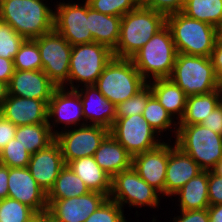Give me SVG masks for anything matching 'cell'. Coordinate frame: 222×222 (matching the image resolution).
<instances>
[{"instance_id": "603a6c76", "label": "cell", "mask_w": 222, "mask_h": 222, "mask_svg": "<svg viewBox=\"0 0 222 222\" xmlns=\"http://www.w3.org/2000/svg\"><path fill=\"white\" fill-rule=\"evenodd\" d=\"M94 158L111 178L132 167V156L110 133L95 151Z\"/></svg>"}, {"instance_id": "b9f144b4", "label": "cell", "mask_w": 222, "mask_h": 222, "mask_svg": "<svg viewBox=\"0 0 222 222\" xmlns=\"http://www.w3.org/2000/svg\"><path fill=\"white\" fill-rule=\"evenodd\" d=\"M181 215L174 216L173 222H209V214L207 209L200 210H180Z\"/></svg>"}, {"instance_id": "8992f818", "label": "cell", "mask_w": 222, "mask_h": 222, "mask_svg": "<svg viewBox=\"0 0 222 222\" xmlns=\"http://www.w3.org/2000/svg\"><path fill=\"white\" fill-rule=\"evenodd\" d=\"M174 143L203 171H212L222 158V135L202 124L178 125Z\"/></svg>"}, {"instance_id": "8fae6325", "label": "cell", "mask_w": 222, "mask_h": 222, "mask_svg": "<svg viewBox=\"0 0 222 222\" xmlns=\"http://www.w3.org/2000/svg\"><path fill=\"white\" fill-rule=\"evenodd\" d=\"M37 42L42 62V70L57 86L68 82L72 47L55 30L34 39Z\"/></svg>"}, {"instance_id": "11a10c76", "label": "cell", "mask_w": 222, "mask_h": 222, "mask_svg": "<svg viewBox=\"0 0 222 222\" xmlns=\"http://www.w3.org/2000/svg\"><path fill=\"white\" fill-rule=\"evenodd\" d=\"M3 22H4V21L2 20L1 15H0V25H1Z\"/></svg>"}, {"instance_id": "d4e9b609", "label": "cell", "mask_w": 222, "mask_h": 222, "mask_svg": "<svg viewBox=\"0 0 222 222\" xmlns=\"http://www.w3.org/2000/svg\"><path fill=\"white\" fill-rule=\"evenodd\" d=\"M121 17L100 13L89 7V30L93 41L114 51L120 37Z\"/></svg>"}, {"instance_id": "7a4b0ae2", "label": "cell", "mask_w": 222, "mask_h": 222, "mask_svg": "<svg viewBox=\"0 0 222 222\" xmlns=\"http://www.w3.org/2000/svg\"><path fill=\"white\" fill-rule=\"evenodd\" d=\"M166 16L140 5L121 17L120 37L113 56L131 59L159 30Z\"/></svg>"}, {"instance_id": "cb8c5ba5", "label": "cell", "mask_w": 222, "mask_h": 222, "mask_svg": "<svg viewBox=\"0 0 222 222\" xmlns=\"http://www.w3.org/2000/svg\"><path fill=\"white\" fill-rule=\"evenodd\" d=\"M147 84L159 103L179 122L184 115L188 97L184 91L170 78L155 79Z\"/></svg>"}, {"instance_id": "60d3db41", "label": "cell", "mask_w": 222, "mask_h": 222, "mask_svg": "<svg viewBox=\"0 0 222 222\" xmlns=\"http://www.w3.org/2000/svg\"><path fill=\"white\" fill-rule=\"evenodd\" d=\"M208 200L210 205L222 204V176L208 171Z\"/></svg>"}, {"instance_id": "74e56055", "label": "cell", "mask_w": 222, "mask_h": 222, "mask_svg": "<svg viewBox=\"0 0 222 222\" xmlns=\"http://www.w3.org/2000/svg\"><path fill=\"white\" fill-rule=\"evenodd\" d=\"M24 40L10 25L3 22L0 25V57L14 60Z\"/></svg>"}, {"instance_id": "484cf974", "label": "cell", "mask_w": 222, "mask_h": 222, "mask_svg": "<svg viewBox=\"0 0 222 222\" xmlns=\"http://www.w3.org/2000/svg\"><path fill=\"white\" fill-rule=\"evenodd\" d=\"M68 165L90 191L100 192L109 197L112 178L96 163L94 156L73 160Z\"/></svg>"}, {"instance_id": "db71d44e", "label": "cell", "mask_w": 222, "mask_h": 222, "mask_svg": "<svg viewBox=\"0 0 222 222\" xmlns=\"http://www.w3.org/2000/svg\"><path fill=\"white\" fill-rule=\"evenodd\" d=\"M219 93H220V104L222 105V83L220 84Z\"/></svg>"}, {"instance_id": "f546056e", "label": "cell", "mask_w": 222, "mask_h": 222, "mask_svg": "<svg viewBox=\"0 0 222 222\" xmlns=\"http://www.w3.org/2000/svg\"><path fill=\"white\" fill-rule=\"evenodd\" d=\"M88 192L90 190L83 180L74 173L69 165H65L53 187L47 193V199H68L79 197Z\"/></svg>"}, {"instance_id": "5b68a950", "label": "cell", "mask_w": 222, "mask_h": 222, "mask_svg": "<svg viewBox=\"0 0 222 222\" xmlns=\"http://www.w3.org/2000/svg\"><path fill=\"white\" fill-rule=\"evenodd\" d=\"M147 83L131 59L113 57L94 85L105 98L117 106L133 97Z\"/></svg>"}, {"instance_id": "e0dca14e", "label": "cell", "mask_w": 222, "mask_h": 222, "mask_svg": "<svg viewBox=\"0 0 222 222\" xmlns=\"http://www.w3.org/2000/svg\"><path fill=\"white\" fill-rule=\"evenodd\" d=\"M8 86V94L17 97L50 101L57 86L43 70H14Z\"/></svg>"}, {"instance_id": "9c48e42d", "label": "cell", "mask_w": 222, "mask_h": 222, "mask_svg": "<svg viewBox=\"0 0 222 222\" xmlns=\"http://www.w3.org/2000/svg\"><path fill=\"white\" fill-rule=\"evenodd\" d=\"M108 198L117 202L123 209L126 204L133 208L146 206L156 209L159 208V198H162V195L131 167L112 177Z\"/></svg>"}, {"instance_id": "f6af8a7d", "label": "cell", "mask_w": 222, "mask_h": 222, "mask_svg": "<svg viewBox=\"0 0 222 222\" xmlns=\"http://www.w3.org/2000/svg\"><path fill=\"white\" fill-rule=\"evenodd\" d=\"M210 59L213 64L215 74L218 80L222 83V30H220L219 39L215 44Z\"/></svg>"}, {"instance_id": "c3c4849f", "label": "cell", "mask_w": 222, "mask_h": 222, "mask_svg": "<svg viewBox=\"0 0 222 222\" xmlns=\"http://www.w3.org/2000/svg\"><path fill=\"white\" fill-rule=\"evenodd\" d=\"M209 222H222V204L210 205L207 208Z\"/></svg>"}, {"instance_id": "30bf717a", "label": "cell", "mask_w": 222, "mask_h": 222, "mask_svg": "<svg viewBox=\"0 0 222 222\" xmlns=\"http://www.w3.org/2000/svg\"><path fill=\"white\" fill-rule=\"evenodd\" d=\"M109 133L134 157L160 146L162 138L142 114L115 119ZM159 138V139H158Z\"/></svg>"}, {"instance_id": "4fadbf2b", "label": "cell", "mask_w": 222, "mask_h": 222, "mask_svg": "<svg viewBox=\"0 0 222 222\" xmlns=\"http://www.w3.org/2000/svg\"><path fill=\"white\" fill-rule=\"evenodd\" d=\"M58 2L54 10V30L71 46L93 43L89 28V4ZM80 4V5H79Z\"/></svg>"}, {"instance_id": "7402d4cb", "label": "cell", "mask_w": 222, "mask_h": 222, "mask_svg": "<svg viewBox=\"0 0 222 222\" xmlns=\"http://www.w3.org/2000/svg\"><path fill=\"white\" fill-rule=\"evenodd\" d=\"M81 98L86 124L100 125L110 129L115 122L116 106L96 88L84 85L75 89Z\"/></svg>"}, {"instance_id": "d6a6232c", "label": "cell", "mask_w": 222, "mask_h": 222, "mask_svg": "<svg viewBox=\"0 0 222 222\" xmlns=\"http://www.w3.org/2000/svg\"><path fill=\"white\" fill-rule=\"evenodd\" d=\"M14 69L42 70V62L37 42L34 39H25L13 60Z\"/></svg>"}, {"instance_id": "52a82bcc", "label": "cell", "mask_w": 222, "mask_h": 222, "mask_svg": "<svg viewBox=\"0 0 222 222\" xmlns=\"http://www.w3.org/2000/svg\"><path fill=\"white\" fill-rule=\"evenodd\" d=\"M170 79L187 96L207 94L220 88L210 57L178 53Z\"/></svg>"}, {"instance_id": "d6986e66", "label": "cell", "mask_w": 222, "mask_h": 222, "mask_svg": "<svg viewBox=\"0 0 222 222\" xmlns=\"http://www.w3.org/2000/svg\"><path fill=\"white\" fill-rule=\"evenodd\" d=\"M168 143L132 157V167L137 174L164 196Z\"/></svg>"}, {"instance_id": "ba28073f", "label": "cell", "mask_w": 222, "mask_h": 222, "mask_svg": "<svg viewBox=\"0 0 222 222\" xmlns=\"http://www.w3.org/2000/svg\"><path fill=\"white\" fill-rule=\"evenodd\" d=\"M113 57L112 50L96 42L74 45L70 56L68 82L63 87L68 88L69 85L70 89H77L81 85H94Z\"/></svg>"}, {"instance_id": "8d00e7d4", "label": "cell", "mask_w": 222, "mask_h": 222, "mask_svg": "<svg viewBox=\"0 0 222 222\" xmlns=\"http://www.w3.org/2000/svg\"><path fill=\"white\" fill-rule=\"evenodd\" d=\"M152 90L147 84L142 90L136 93L128 100L119 103L116 106V118L129 117L136 114H142L146 107L148 99L152 96Z\"/></svg>"}, {"instance_id": "2e32d148", "label": "cell", "mask_w": 222, "mask_h": 222, "mask_svg": "<svg viewBox=\"0 0 222 222\" xmlns=\"http://www.w3.org/2000/svg\"><path fill=\"white\" fill-rule=\"evenodd\" d=\"M8 197L28 205L36 213L46 212L48 208L47 193L38 185L27 167H9Z\"/></svg>"}, {"instance_id": "d590c367", "label": "cell", "mask_w": 222, "mask_h": 222, "mask_svg": "<svg viewBox=\"0 0 222 222\" xmlns=\"http://www.w3.org/2000/svg\"><path fill=\"white\" fill-rule=\"evenodd\" d=\"M89 7L108 15L124 16L141 5V0H86Z\"/></svg>"}, {"instance_id": "f1b7e54d", "label": "cell", "mask_w": 222, "mask_h": 222, "mask_svg": "<svg viewBox=\"0 0 222 222\" xmlns=\"http://www.w3.org/2000/svg\"><path fill=\"white\" fill-rule=\"evenodd\" d=\"M32 155L47 148L55 141L48 123L17 126L14 137Z\"/></svg>"}, {"instance_id": "4dcf8cb0", "label": "cell", "mask_w": 222, "mask_h": 222, "mask_svg": "<svg viewBox=\"0 0 222 222\" xmlns=\"http://www.w3.org/2000/svg\"><path fill=\"white\" fill-rule=\"evenodd\" d=\"M182 13L222 30V0H186Z\"/></svg>"}, {"instance_id": "ab89813d", "label": "cell", "mask_w": 222, "mask_h": 222, "mask_svg": "<svg viewBox=\"0 0 222 222\" xmlns=\"http://www.w3.org/2000/svg\"><path fill=\"white\" fill-rule=\"evenodd\" d=\"M186 0H141V5L145 8L160 12L165 16L182 12Z\"/></svg>"}, {"instance_id": "ffe728a7", "label": "cell", "mask_w": 222, "mask_h": 222, "mask_svg": "<svg viewBox=\"0 0 222 222\" xmlns=\"http://www.w3.org/2000/svg\"><path fill=\"white\" fill-rule=\"evenodd\" d=\"M173 144L170 145L168 142V163L164 188V196H171L170 198L190 179L203 171L188 154L175 143Z\"/></svg>"}, {"instance_id": "83f0119b", "label": "cell", "mask_w": 222, "mask_h": 222, "mask_svg": "<svg viewBox=\"0 0 222 222\" xmlns=\"http://www.w3.org/2000/svg\"><path fill=\"white\" fill-rule=\"evenodd\" d=\"M218 105H220L219 89L207 94L188 96L184 115L178 125L202 124Z\"/></svg>"}, {"instance_id": "836d02e7", "label": "cell", "mask_w": 222, "mask_h": 222, "mask_svg": "<svg viewBox=\"0 0 222 222\" xmlns=\"http://www.w3.org/2000/svg\"><path fill=\"white\" fill-rule=\"evenodd\" d=\"M36 212L28 205L12 198L0 200V222H27Z\"/></svg>"}, {"instance_id": "1f68e13d", "label": "cell", "mask_w": 222, "mask_h": 222, "mask_svg": "<svg viewBox=\"0 0 222 222\" xmlns=\"http://www.w3.org/2000/svg\"><path fill=\"white\" fill-rule=\"evenodd\" d=\"M142 116L160 136L161 132L163 134V131L167 132L166 130H168L170 131V133H175L174 135L176 137L178 130V122H176V120L174 121L172 115L165 110V108L159 103V101L154 95H152L148 99L146 107L143 110Z\"/></svg>"}, {"instance_id": "7dc6e473", "label": "cell", "mask_w": 222, "mask_h": 222, "mask_svg": "<svg viewBox=\"0 0 222 222\" xmlns=\"http://www.w3.org/2000/svg\"><path fill=\"white\" fill-rule=\"evenodd\" d=\"M9 167L0 164V200L8 197Z\"/></svg>"}, {"instance_id": "5bb4252c", "label": "cell", "mask_w": 222, "mask_h": 222, "mask_svg": "<svg viewBox=\"0 0 222 222\" xmlns=\"http://www.w3.org/2000/svg\"><path fill=\"white\" fill-rule=\"evenodd\" d=\"M47 118L54 135L59 133V129L54 128L60 127V124L64 125L61 131L86 125L79 93L75 89L57 87L48 102Z\"/></svg>"}, {"instance_id": "816d5d0a", "label": "cell", "mask_w": 222, "mask_h": 222, "mask_svg": "<svg viewBox=\"0 0 222 222\" xmlns=\"http://www.w3.org/2000/svg\"><path fill=\"white\" fill-rule=\"evenodd\" d=\"M213 171L217 174L222 176V158L217 163L216 167L213 169Z\"/></svg>"}, {"instance_id": "e575fe53", "label": "cell", "mask_w": 222, "mask_h": 222, "mask_svg": "<svg viewBox=\"0 0 222 222\" xmlns=\"http://www.w3.org/2000/svg\"><path fill=\"white\" fill-rule=\"evenodd\" d=\"M31 154L15 138L10 140L0 151V164L10 168H25L28 166Z\"/></svg>"}, {"instance_id": "6da1fadb", "label": "cell", "mask_w": 222, "mask_h": 222, "mask_svg": "<svg viewBox=\"0 0 222 222\" xmlns=\"http://www.w3.org/2000/svg\"><path fill=\"white\" fill-rule=\"evenodd\" d=\"M46 1L0 0L1 18L24 39L39 38L54 30L55 9Z\"/></svg>"}, {"instance_id": "9a60e30c", "label": "cell", "mask_w": 222, "mask_h": 222, "mask_svg": "<svg viewBox=\"0 0 222 222\" xmlns=\"http://www.w3.org/2000/svg\"><path fill=\"white\" fill-rule=\"evenodd\" d=\"M108 197L90 191L79 197L47 199V213L57 222H85Z\"/></svg>"}, {"instance_id": "ac0fdd59", "label": "cell", "mask_w": 222, "mask_h": 222, "mask_svg": "<svg viewBox=\"0 0 222 222\" xmlns=\"http://www.w3.org/2000/svg\"><path fill=\"white\" fill-rule=\"evenodd\" d=\"M65 165L60 146L54 141L32 154L27 168L38 185L48 193Z\"/></svg>"}, {"instance_id": "7bdbcfd3", "label": "cell", "mask_w": 222, "mask_h": 222, "mask_svg": "<svg viewBox=\"0 0 222 222\" xmlns=\"http://www.w3.org/2000/svg\"><path fill=\"white\" fill-rule=\"evenodd\" d=\"M16 130L17 126L0 113V151L10 140L14 139Z\"/></svg>"}, {"instance_id": "7c38bea8", "label": "cell", "mask_w": 222, "mask_h": 222, "mask_svg": "<svg viewBox=\"0 0 222 222\" xmlns=\"http://www.w3.org/2000/svg\"><path fill=\"white\" fill-rule=\"evenodd\" d=\"M109 134V129L100 125L86 124L59 131L55 141L59 144L66 165L71 161L94 156L101 142Z\"/></svg>"}, {"instance_id": "f5cc1de1", "label": "cell", "mask_w": 222, "mask_h": 222, "mask_svg": "<svg viewBox=\"0 0 222 222\" xmlns=\"http://www.w3.org/2000/svg\"><path fill=\"white\" fill-rule=\"evenodd\" d=\"M43 222H57V221L54 220L46 211L43 212Z\"/></svg>"}, {"instance_id": "ee69618b", "label": "cell", "mask_w": 222, "mask_h": 222, "mask_svg": "<svg viewBox=\"0 0 222 222\" xmlns=\"http://www.w3.org/2000/svg\"><path fill=\"white\" fill-rule=\"evenodd\" d=\"M202 125L213 132L222 135V105H218L208 117L204 119Z\"/></svg>"}, {"instance_id": "277c9868", "label": "cell", "mask_w": 222, "mask_h": 222, "mask_svg": "<svg viewBox=\"0 0 222 222\" xmlns=\"http://www.w3.org/2000/svg\"><path fill=\"white\" fill-rule=\"evenodd\" d=\"M177 54L171 30L165 25L131 60L140 75L149 82L155 79L170 78Z\"/></svg>"}, {"instance_id": "f907efd6", "label": "cell", "mask_w": 222, "mask_h": 222, "mask_svg": "<svg viewBox=\"0 0 222 222\" xmlns=\"http://www.w3.org/2000/svg\"><path fill=\"white\" fill-rule=\"evenodd\" d=\"M27 222H43V213H36Z\"/></svg>"}, {"instance_id": "681fc988", "label": "cell", "mask_w": 222, "mask_h": 222, "mask_svg": "<svg viewBox=\"0 0 222 222\" xmlns=\"http://www.w3.org/2000/svg\"><path fill=\"white\" fill-rule=\"evenodd\" d=\"M8 95V86L6 83L0 81V108L2 107L4 101Z\"/></svg>"}, {"instance_id": "44dd1931", "label": "cell", "mask_w": 222, "mask_h": 222, "mask_svg": "<svg viewBox=\"0 0 222 222\" xmlns=\"http://www.w3.org/2000/svg\"><path fill=\"white\" fill-rule=\"evenodd\" d=\"M48 104L44 100L7 95L0 113L16 126L47 122Z\"/></svg>"}, {"instance_id": "4316f807", "label": "cell", "mask_w": 222, "mask_h": 222, "mask_svg": "<svg viewBox=\"0 0 222 222\" xmlns=\"http://www.w3.org/2000/svg\"><path fill=\"white\" fill-rule=\"evenodd\" d=\"M180 210H200L210 206L208 200V171H202L190 179L175 194Z\"/></svg>"}, {"instance_id": "bcb514c9", "label": "cell", "mask_w": 222, "mask_h": 222, "mask_svg": "<svg viewBox=\"0 0 222 222\" xmlns=\"http://www.w3.org/2000/svg\"><path fill=\"white\" fill-rule=\"evenodd\" d=\"M14 70L13 60L0 57V81L8 85Z\"/></svg>"}, {"instance_id": "f35d334b", "label": "cell", "mask_w": 222, "mask_h": 222, "mask_svg": "<svg viewBox=\"0 0 222 222\" xmlns=\"http://www.w3.org/2000/svg\"><path fill=\"white\" fill-rule=\"evenodd\" d=\"M85 222H127L124 209L115 201L107 198Z\"/></svg>"}, {"instance_id": "3957f363", "label": "cell", "mask_w": 222, "mask_h": 222, "mask_svg": "<svg viewBox=\"0 0 222 222\" xmlns=\"http://www.w3.org/2000/svg\"><path fill=\"white\" fill-rule=\"evenodd\" d=\"M177 53L210 57L219 39L220 30L215 26L187 17L182 12L166 16Z\"/></svg>"}]
</instances>
